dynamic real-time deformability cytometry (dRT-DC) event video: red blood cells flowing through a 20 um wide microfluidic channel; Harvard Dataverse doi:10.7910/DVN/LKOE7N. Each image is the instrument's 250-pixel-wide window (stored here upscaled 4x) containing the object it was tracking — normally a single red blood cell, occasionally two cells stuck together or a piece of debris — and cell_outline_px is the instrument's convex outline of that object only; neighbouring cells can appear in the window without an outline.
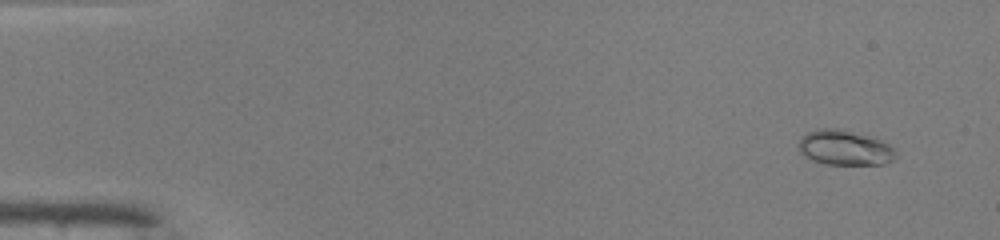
{"species": "common noctule bat (a hibernating species)", "species_latin": "Nyctalus noctula", "temperature_condition": "warm", "stored_images_in_passage": 50, "camera_frame_rate_fps": 3000, "um_per_image_px": 0.085, "animal": {"sex": "male", "body_mass_g": 19.0, "forearm_length_mm": 50.8}, "frame": {"image": 1, "passage_image": 4, "time_ms": 1.0, "image_size_px": [1000, 240], "cell_outline_px": [[896, 156], [892, 160], [884, 164], [824, 164], [812, 160], [804, 156], [800, 152], [800, 140], [808, 132], [816, 128], [840, 128], [868, 136], [880, 140], [888, 144], [896, 152]], "centroid_in_image_um": [71.79, 12.56], "position_along_channel_um": 13.2, "area_um2": 19.65}}
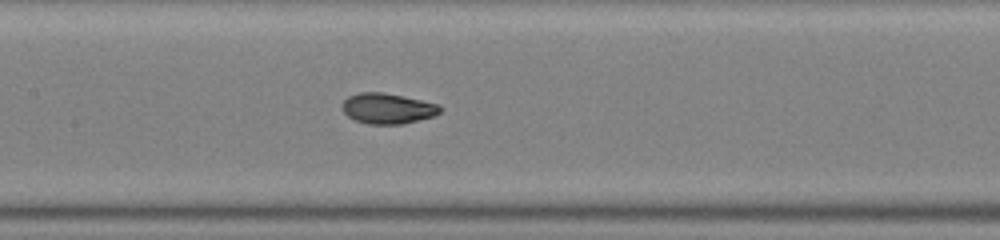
{"frame": {"image": 2, "passage_image": 25, "time_ms": 8.0, "image_size_px": [1000, 240], "cell_outline_px": [[444, 108], [440, 112], [432, 116], [404, 124], [368, 124], [356, 120], [348, 116], [344, 112], [344, 100], [348, 96], [360, 92], [384, 92], [440, 104]], "centroid_in_image_um": [32.99, 9.21], "position_along_channel_um": 174.4, "area_um2": 17.34}}
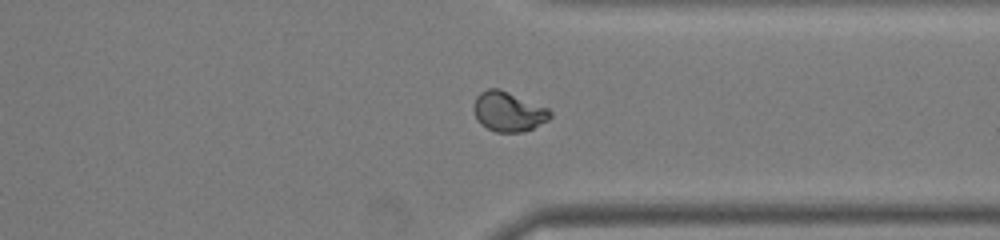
{"frame": {"image": 3, "passage_image": 39, "time_ms": 12.667, "image_size_px": [1000, 240], "cell_outline_px": [[552, 116], [548, 120], [532, 128], [520, 132], [496, 132], [480, 124], [476, 120], [472, 108], [476, 96], [480, 92], [488, 88], [500, 88], [548, 108], [552, 112]], "centroid_in_image_um": [43.18, 9.47], "position_along_channel_um": 368.2, "area_um2": 17.86}, "authors_computed_cell_mechanics": {"area_um2": 17.5423, "velocity_mm_per_s": 4.1511, "shape_relaxation_time_tau1_ms": 3.0735, "shape_relaxation_time_tau2_ms": 1.043, "deformation_change_tau1": 0.1791, "deformation_change_tau2": 0.0523}}